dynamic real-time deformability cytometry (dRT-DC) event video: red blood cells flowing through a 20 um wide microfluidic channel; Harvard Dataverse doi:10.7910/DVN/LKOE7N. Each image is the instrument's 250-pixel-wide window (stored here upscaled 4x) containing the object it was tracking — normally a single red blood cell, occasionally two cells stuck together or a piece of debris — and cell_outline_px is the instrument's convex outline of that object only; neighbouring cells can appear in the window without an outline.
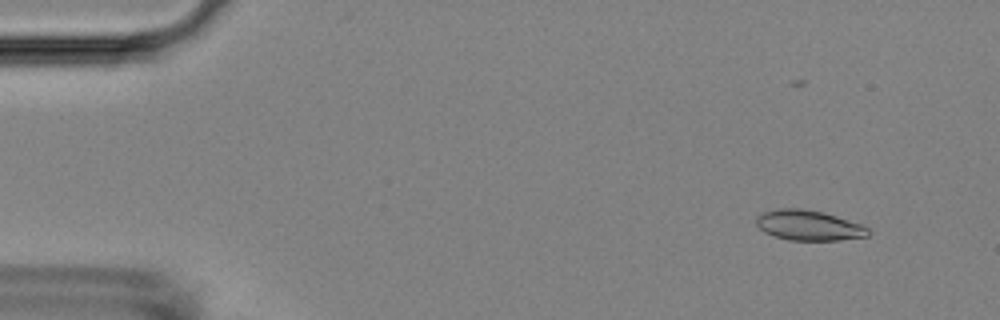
{"species": "Egyptian fruit bat (a non-hibernating species)", "species_latin": "Rousettus aegyptiacus", "temperature_condition": "room temperature", "stored_images_in_passage": 18, "camera_frame_rate_fps": 3000, "um_per_image_px": 0.085, "animal": {"sex": "female"}, "frame": {"image": 1, "passage_image": 7, "time_ms": 2.0, "image_size_px": [1000, 320], "cell_outline_px": [[872, 232], [868, 236], [840, 240], [788, 240], [764, 232], [756, 224], [756, 216], [764, 212], [780, 208], [804, 208], [824, 212], [860, 224], [868, 228]], "centroid_in_image_um": [68.75, 19.15], "position_along_channel_um": 16.3, "area_um2": 19.71}}